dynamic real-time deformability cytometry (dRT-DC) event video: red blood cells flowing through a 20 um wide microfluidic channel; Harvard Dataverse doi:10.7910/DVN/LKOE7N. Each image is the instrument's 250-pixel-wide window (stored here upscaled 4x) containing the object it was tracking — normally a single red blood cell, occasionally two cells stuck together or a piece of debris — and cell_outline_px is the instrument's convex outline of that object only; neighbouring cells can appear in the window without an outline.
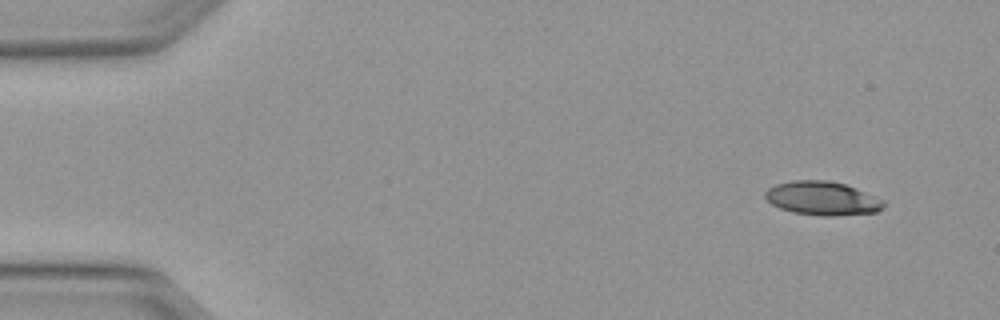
{"species": "Egyptian fruit bat (a non-hibernating species)", "species_latin": "Rousettus aegyptiacus", "temperature_condition": "warm", "stored_images_in_passage": 4, "camera_frame_rate_fps": 3000, "um_per_image_px": 0.085, "animal": {"sex": "female"}, "frame": {"image": 1, "passage_image": 1, "time_ms": 0.0, "image_size_px": [1000, 320], "cell_outline_px": [[884, 208], [876, 212], [832, 216], [824, 216], [792, 212], [780, 208], [772, 204], [764, 196], [764, 192], [768, 188], [776, 184], [792, 180], [824, 180], [844, 184], [884, 200]], "centroid_in_image_um": [69.87, 16.86], "position_along_channel_um": 15.1, "area_um2": 23.12}}
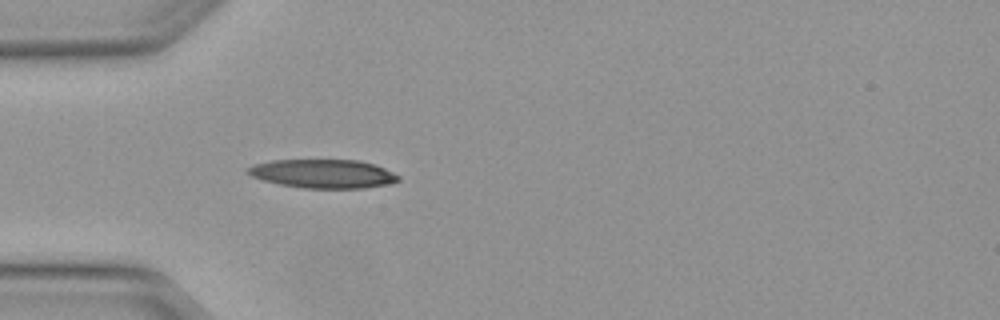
{"frame": {"image": 2, "passage_image": 4, "time_ms": 1.0, "image_size_px": [1000, 320], "cell_outline_px": [[400, 180], [388, 184], [364, 188], [304, 188], [280, 184], [264, 180], [252, 176], [244, 172], [252, 164], [272, 160], [360, 160], [376, 164], [400, 176]], "centroid_in_image_um": [27.46, 14.76], "position_along_channel_um": 57.5, "area_um2": 25.26}}